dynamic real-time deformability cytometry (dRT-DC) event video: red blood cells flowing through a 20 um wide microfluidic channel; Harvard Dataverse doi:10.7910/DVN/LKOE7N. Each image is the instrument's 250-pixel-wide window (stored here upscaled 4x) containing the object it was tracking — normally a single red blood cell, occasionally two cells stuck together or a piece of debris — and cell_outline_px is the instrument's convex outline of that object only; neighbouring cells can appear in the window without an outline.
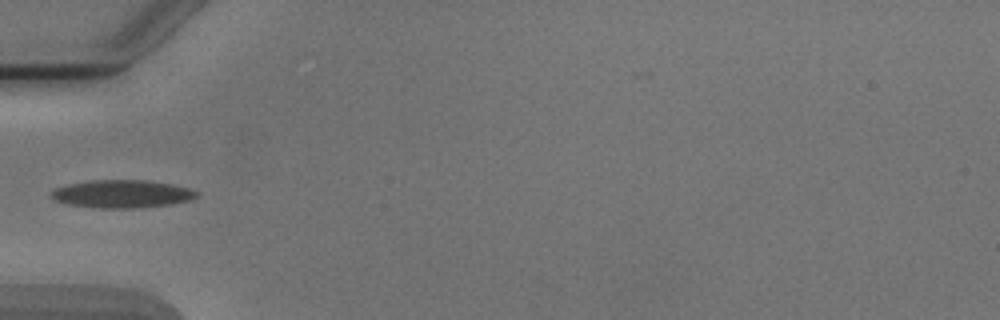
{"species": "Egyptian fruit bat (a non-hibernating species)", "species_latin": "Rousettus aegyptiacus", "temperature_condition": "cold", "stored_images_in_passage": 2, "camera_frame_rate_fps": 3000, "um_per_image_px": 0.085, "animal": {"sex": "male"}, "frame": {"image": 1, "passage_image": 1, "time_ms": 0.0, "image_size_px": [1000, 320], "cell_outline_px": [[200, 196], [192, 200], [172, 204], [140, 208], [96, 208], [68, 204], [52, 200], [48, 196], [48, 192], [56, 188], [68, 184], [92, 180], [144, 180], [168, 184], [188, 188], [200, 192]], "centroid_in_image_um": [10.34, 16.49], "position_along_channel_um": 74.7, "area_um2": 23.93}}
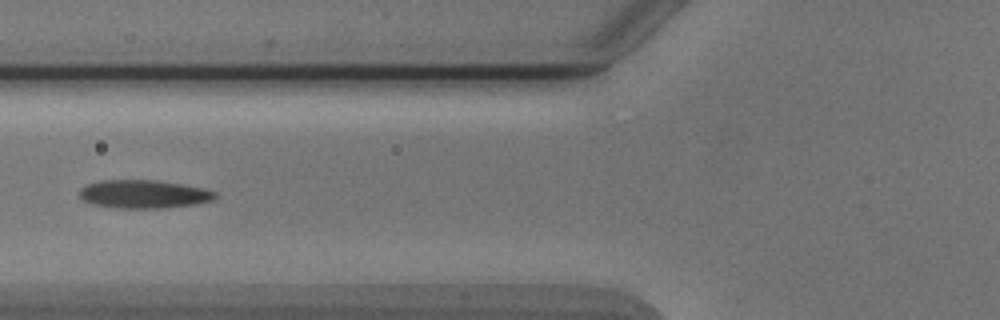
{"frame": {"image": 2, "passage_image": 2, "time_ms": 1.0, "image_size_px": [1000, 320], "cell_outline_px": [[220, 196], [216, 200], [196, 204], [160, 208], [116, 208], [92, 204], [84, 200], [80, 196], [80, 188], [88, 184], [100, 180], [156, 180], [204, 188], [216, 192]], "centroid_in_image_um": [12.27, 16.5], "position_along_channel_um": 113.5, "area_um2": 22.48}}